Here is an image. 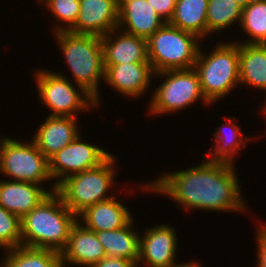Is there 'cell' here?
I'll return each instance as SVG.
<instances>
[{"label": "cell", "mask_w": 266, "mask_h": 267, "mask_svg": "<svg viewBox=\"0 0 266 267\" xmlns=\"http://www.w3.org/2000/svg\"><path fill=\"white\" fill-rule=\"evenodd\" d=\"M117 196L87 207L77 218L85 228L94 231H111L125 227L133 216L126 206L118 201ZM80 218V219H79Z\"/></svg>", "instance_id": "obj_19"}, {"label": "cell", "mask_w": 266, "mask_h": 267, "mask_svg": "<svg viewBox=\"0 0 266 267\" xmlns=\"http://www.w3.org/2000/svg\"><path fill=\"white\" fill-rule=\"evenodd\" d=\"M225 120V124H221V126L217 128V131L214 132V146L212 145L209 154L206 155L209 157L208 161L210 162H221L236 165L234 164L235 160L233 158L237 155L240 147H246V138L247 140L249 138L242 135L243 133L240 130L241 127L235 124L236 121L233 120L232 117ZM226 127H229V134L226 132Z\"/></svg>", "instance_id": "obj_23"}, {"label": "cell", "mask_w": 266, "mask_h": 267, "mask_svg": "<svg viewBox=\"0 0 266 267\" xmlns=\"http://www.w3.org/2000/svg\"><path fill=\"white\" fill-rule=\"evenodd\" d=\"M77 216L55 191L21 218L22 246L62 252Z\"/></svg>", "instance_id": "obj_2"}, {"label": "cell", "mask_w": 266, "mask_h": 267, "mask_svg": "<svg viewBox=\"0 0 266 267\" xmlns=\"http://www.w3.org/2000/svg\"><path fill=\"white\" fill-rule=\"evenodd\" d=\"M239 26L250 37L238 43L266 45V0H253L242 9Z\"/></svg>", "instance_id": "obj_25"}, {"label": "cell", "mask_w": 266, "mask_h": 267, "mask_svg": "<svg viewBox=\"0 0 266 267\" xmlns=\"http://www.w3.org/2000/svg\"><path fill=\"white\" fill-rule=\"evenodd\" d=\"M208 0H177L175 11L169 24L183 31L190 32L198 38L207 35Z\"/></svg>", "instance_id": "obj_22"}, {"label": "cell", "mask_w": 266, "mask_h": 267, "mask_svg": "<svg viewBox=\"0 0 266 267\" xmlns=\"http://www.w3.org/2000/svg\"><path fill=\"white\" fill-rule=\"evenodd\" d=\"M63 267L65 264L89 267L106 257V251L98 241L97 235L77 222L72 226L69 233V241L66 248L61 252Z\"/></svg>", "instance_id": "obj_15"}, {"label": "cell", "mask_w": 266, "mask_h": 267, "mask_svg": "<svg viewBox=\"0 0 266 267\" xmlns=\"http://www.w3.org/2000/svg\"><path fill=\"white\" fill-rule=\"evenodd\" d=\"M158 15L166 22L172 19L177 0H147Z\"/></svg>", "instance_id": "obj_29"}, {"label": "cell", "mask_w": 266, "mask_h": 267, "mask_svg": "<svg viewBox=\"0 0 266 267\" xmlns=\"http://www.w3.org/2000/svg\"><path fill=\"white\" fill-rule=\"evenodd\" d=\"M165 78L153 91L149 113L163 115L185 109L198 100L210 104L204 97L197 71L191 69L165 70L154 74Z\"/></svg>", "instance_id": "obj_7"}, {"label": "cell", "mask_w": 266, "mask_h": 267, "mask_svg": "<svg viewBox=\"0 0 266 267\" xmlns=\"http://www.w3.org/2000/svg\"><path fill=\"white\" fill-rule=\"evenodd\" d=\"M89 267H139L135 262L117 257H108L101 259L99 262H96Z\"/></svg>", "instance_id": "obj_31"}, {"label": "cell", "mask_w": 266, "mask_h": 267, "mask_svg": "<svg viewBox=\"0 0 266 267\" xmlns=\"http://www.w3.org/2000/svg\"><path fill=\"white\" fill-rule=\"evenodd\" d=\"M176 231L170 225H156L146 229L139 237L138 265L146 263L148 267H175L177 252ZM141 262V263H140Z\"/></svg>", "instance_id": "obj_11"}, {"label": "cell", "mask_w": 266, "mask_h": 267, "mask_svg": "<svg viewBox=\"0 0 266 267\" xmlns=\"http://www.w3.org/2000/svg\"><path fill=\"white\" fill-rule=\"evenodd\" d=\"M133 222L134 218L123 228L95 232L106 256L129 259L138 265L140 236L135 233Z\"/></svg>", "instance_id": "obj_21"}, {"label": "cell", "mask_w": 266, "mask_h": 267, "mask_svg": "<svg viewBox=\"0 0 266 267\" xmlns=\"http://www.w3.org/2000/svg\"><path fill=\"white\" fill-rule=\"evenodd\" d=\"M240 84L266 92V45L239 43Z\"/></svg>", "instance_id": "obj_20"}, {"label": "cell", "mask_w": 266, "mask_h": 267, "mask_svg": "<svg viewBox=\"0 0 266 267\" xmlns=\"http://www.w3.org/2000/svg\"><path fill=\"white\" fill-rule=\"evenodd\" d=\"M234 168L232 164L206 160L190 169L159 176L142 188L170 197L184 210L243 212L247 208Z\"/></svg>", "instance_id": "obj_1"}, {"label": "cell", "mask_w": 266, "mask_h": 267, "mask_svg": "<svg viewBox=\"0 0 266 267\" xmlns=\"http://www.w3.org/2000/svg\"><path fill=\"white\" fill-rule=\"evenodd\" d=\"M76 119L69 116H48L41 122L32 141L48 160L81 134Z\"/></svg>", "instance_id": "obj_16"}, {"label": "cell", "mask_w": 266, "mask_h": 267, "mask_svg": "<svg viewBox=\"0 0 266 267\" xmlns=\"http://www.w3.org/2000/svg\"><path fill=\"white\" fill-rule=\"evenodd\" d=\"M28 142L21 143L10 137H1L0 173L13 181L42 185L41 183L52 180L49 162L32 140Z\"/></svg>", "instance_id": "obj_9"}, {"label": "cell", "mask_w": 266, "mask_h": 267, "mask_svg": "<svg viewBox=\"0 0 266 267\" xmlns=\"http://www.w3.org/2000/svg\"><path fill=\"white\" fill-rule=\"evenodd\" d=\"M119 0H80L76 23L68 30L75 34L104 36L118 27Z\"/></svg>", "instance_id": "obj_12"}, {"label": "cell", "mask_w": 266, "mask_h": 267, "mask_svg": "<svg viewBox=\"0 0 266 267\" xmlns=\"http://www.w3.org/2000/svg\"><path fill=\"white\" fill-rule=\"evenodd\" d=\"M81 139L79 134L48 160L50 177L56 179V183L51 186L52 190H57V186L67 177L95 168L111 155L103 148Z\"/></svg>", "instance_id": "obj_10"}, {"label": "cell", "mask_w": 266, "mask_h": 267, "mask_svg": "<svg viewBox=\"0 0 266 267\" xmlns=\"http://www.w3.org/2000/svg\"><path fill=\"white\" fill-rule=\"evenodd\" d=\"M199 39L196 35L165 23L147 39L148 60L154 73L194 68Z\"/></svg>", "instance_id": "obj_6"}, {"label": "cell", "mask_w": 266, "mask_h": 267, "mask_svg": "<svg viewBox=\"0 0 266 267\" xmlns=\"http://www.w3.org/2000/svg\"><path fill=\"white\" fill-rule=\"evenodd\" d=\"M118 6L117 28L129 34L147 40L166 23L147 0H119Z\"/></svg>", "instance_id": "obj_14"}, {"label": "cell", "mask_w": 266, "mask_h": 267, "mask_svg": "<svg viewBox=\"0 0 266 267\" xmlns=\"http://www.w3.org/2000/svg\"><path fill=\"white\" fill-rule=\"evenodd\" d=\"M61 52L75 79L76 87H82L100 102L99 82L104 80L105 67L101 37L91 34H75L70 31L53 32Z\"/></svg>", "instance_id": "obj_3"}, {"label": "cell", "mask_w": 266, "mask_h": 267, "mask_svg": "<svg viewBox=\"0 0 266 267\" xmlns=\"http://www.w3.org/2000/svg\"><path fill=\"white\" fill-rule=\"evenodd\" d=\"M41 4L50 10L57 21L54 32L68 31L75 23L79 15L80 0H40ZM59 23H61L59 25ZM63 23V24H62ZM59 25V26H58ZM65 25V26H64Z\"/></svg>", "instance_id": "obj_27"}, {"label": "cell", "mask_w": 266, "mask_h": 267, "mask_svg": "<svg viewBox=\"0 0 266 267\" xmlns=\"http://www.w3.org/2000/svg\"><path fill=\"white\" fill-rule=\"evenodd\" d=\"M115 162L116 157L111 154L99 166L71 175L57 186L56 192L76 216L87 207L114 197L106 193L114 185Z\"/></svg>", "instance_id": "obj_5"}, {"label": "cell", "mask_w": 266, "mask_h": 267, "mask_svg": "<svg viewBox=\"0 0 266 267\" xmlns=\"http://www.w3.org/2000/svg\"><path fill=\"white\" fill-rule=\"evenodd\" d=\"M237 4L244 9L246 6H248L253 0H235Z\"/></svg>", "instance_id": "obj_33"}, {"label": "cell", "mask_w": 266, "mask_h": 267, "mask_svg": "<svg viewBox=\"0 0 266 267\" xmlns=\"http://www.w3.org/2000/svg\"><path fill=\"white\" fill-rule=\"evenodd\" d=\"M120 31L119 28H115L101 37L104 64L149 62L147 40Z\"/></svg>", "instance_id": "obj_17"}, {"label": "cell", "mask_w": 266, "mask_h": 267, "mask_svg": "<svg viewBox=\"0 0 266 267\" xmlns=\"http://www.w3.org/2000/svg\"><path fill=\"white\" fill-rule=\"evenodd\" d=\"M201 49L200 46L194 69L204 97L212 104L239 86V43H218L207 55Z\"/></svg>", "instance_id": "obj_4"}, {"label": "cell", "mask_w": 266, "mask_h": 267, "mask_svg": "<svg viewBox=\"0 0 266 267\" xmlns=\"http://www.w3.org/2000/svg\"><path fill=\"white\" fill-rule=\"evenodd\" d=\"M21 245V218L0 206V248L8 250Z\"/></svg>", "instance_id": "obj_28"}, {"label": "cell", "mask_w": 266, "mask_h": 267, "mask_svg": "<svg viewBox=\"0 0 266 267\" xmlns=\"http://www.w3.org/2000/svg\"><path fill=\"white\" fill-rule=\"evenodd\" d=\"M257 231V244L258 248V264L257 267H266V226L260 225L256 228Z\"/></svg>", "instance_id": "obj_30"}, {"label": "cell", "mask_w": 266, "mask_h": 267, "mask_svg": "<svg viewBox=\"0 0 266 267\" xmlns=\"http://www.w3.org/2000/svg\"><path fill=\"white\" fill-rule=\"evenodd\" d=\"M175 267H201L200 264L196 261H191V262H187V263H179L178 265H176Z\"/></svg>", "instance_id": "obj_32"}, {"label": "cell", "mask_w": 266, "mask_h": 267, "mask_svg": "<svg viewBox=\"0 0 266 267\" xmlns=\"http://www.w3.org/2000/svg\"><path fill=\"white\" fill-rule=\"evenodd\" d=\"M207 35L226 30L232 24L241 22L242 8L235 0H208Z\"/></svg>", "instance_id": "obj_26"}, {"label": "cell", "mask_w": 266, "mask_h": 267, "mask_svg": "<svg viewBox=\"0 0 266 267\" xmlns=\"http://www.w3.org/2000/svg\"><path fill=\"white\" fill-rule=\"evenodd\" d=\"M5 251L2 267H63L61 253L54 250L21 245Z\"/></svg>", "instance_id": "obj_24"}, {"label": "cell", "mask_w": 266, "mask_h": 267, "mask_svg": "<svg viewBox=\"0 0 266 267\" xmlns=\"http://www.w3.org/2000/svg\"><path fill=\"white\" fill-rule=\"evenodd\" d=\"M56 190L21 181H0V206L22 218Z\"/></svg>", "instance_id": "obj_18"}, {"label": "cell", "mask_w": 266, "mask_h": 267, "mask_svg": "<svg viewBox=\"0 0 266 267\" xmlns=\"http://www.w3.org/2000/svg\"><path fill=\"white\" fill-rule=\"evenodd\" d=\"M104 81L124 96L138 97L145 93L154 71L149 62L104 64Z\"/></svg>", "instance_id": "obj_13"}, {"label": "cell", "mask_w": 266, "mask_h": 267, "mask_svg": "<svg viewBox=\"0 0 266 267\" xmlns=\"http://www.w3.org/2000/svg\"><path fill=\"white\" fill-rule=\"evenodd\" d=\"M262 110H263L262 112H264V114H266V102L264 103V108Z\"/></svg>", "instance_id": "obj_34"}, {"label": "cell", "mask_w": 266, "mask_h": 267, "mask_svg": "<svg viewBox=\"0 0 266 267\" xmlns=\"http://www.w3.org/2000/svg\"><path fill=\"white\" fill-rule=\"evenodd\" d=\"M34 75L40 95L38 98L52 111L49 116L78 118L76 113L88 111L96 106L94 98L89 93L82 87L77 90L72 81L61 73L38 69Z\"/></svg>", "instance_id": "obj_8"}]
</instances>
